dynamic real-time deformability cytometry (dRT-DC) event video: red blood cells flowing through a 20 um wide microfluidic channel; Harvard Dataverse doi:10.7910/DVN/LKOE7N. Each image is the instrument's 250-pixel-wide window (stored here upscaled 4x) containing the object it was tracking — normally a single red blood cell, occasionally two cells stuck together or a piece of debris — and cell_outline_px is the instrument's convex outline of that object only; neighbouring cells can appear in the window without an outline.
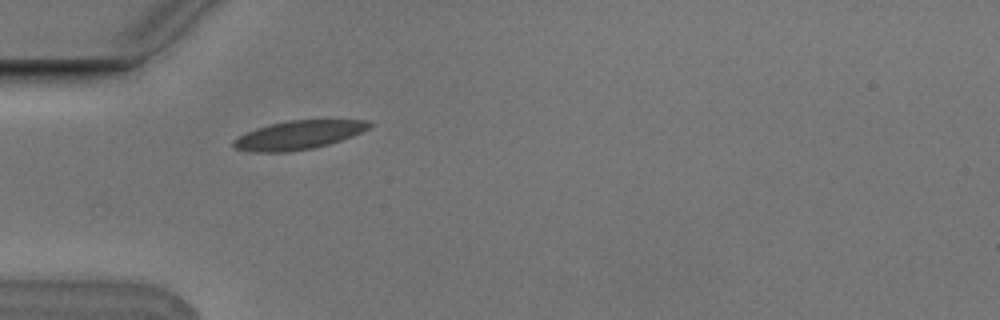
{"species": "Egyptian fruit bat (a non-hibernating species)", "species_latin": "Rousettus aegyptiacus", "temperature_condition": "cold", "stored_images_in_passage": 1, "camera_frame_rate_fps": 3000, "um_per_image_px": 0.085, "animal": {"sex": "male"}, "frame": {"image": 1, "passage_image": 1, "time_ms": 0.0, "image_size_px": [1000, 320], "cell_outline_px": [[376, 124], [352, 136], [328, 144], [312, 148], [288, 152], [256, 152], [232, 148], [232, 140], [248, 132], [272, 124], [288, 120], [368, 120]], "centroid_in_image_um": [25.39, 11.48], "position_along_channel_um": 59.6, "area_um2": 22.43}}